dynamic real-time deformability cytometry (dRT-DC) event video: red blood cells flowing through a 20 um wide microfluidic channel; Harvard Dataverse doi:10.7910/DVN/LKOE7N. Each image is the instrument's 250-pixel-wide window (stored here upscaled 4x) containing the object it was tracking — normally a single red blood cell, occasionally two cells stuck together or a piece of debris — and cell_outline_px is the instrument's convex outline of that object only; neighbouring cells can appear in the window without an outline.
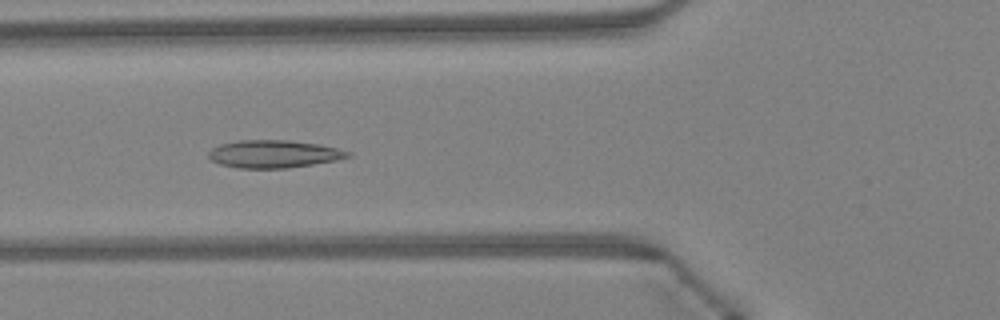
{"species": "Egyptian fruit bat (a non-hibernating species)", "species_latin": "Rousettus aegyptiacus", "temperature_condition": "warm", "stored_images_in_passage": 47, "camera_frame_rate_fps": 3000, "um_per_image_px": 0.085, "animal": {"sex": "female"}, "frame": {"image": 1, "passage_image": 18, "time_ms": 5.667, "image_size_px": [1000, 320], "cell_outline_px": [[352, 156], [336, 160], [288, 168], [236, 168], [220, 164], [212, 160], [208, 156], [208, 152], [212, 148], [220, 144], [240, 140], [288, 140], [316, 144], [336, 148], [352, 152]], "centroid_in_image_um": [23.26, 13.09], "position_along_channel_um": 102.5, "area_um2": 22.37}}
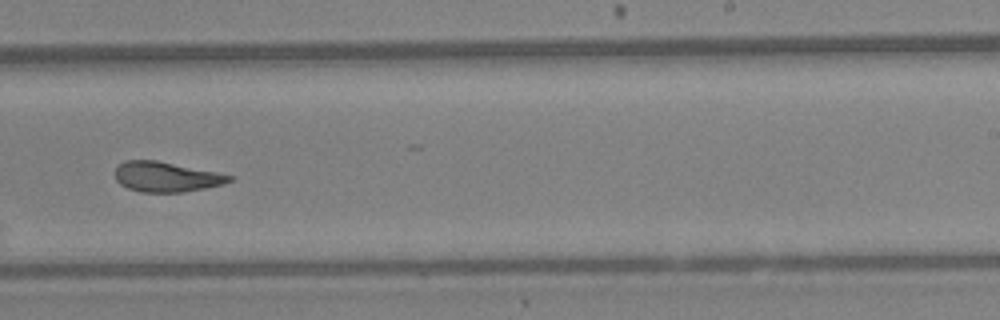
{"frame": {"image": 2, "passage_image": 30, "time_ms": 9.667, "image_size_px": [1000, 320], "cell_outline_px": [[232, 180], [224, 184], [184, 192], [140, 192], [128, 188], [120, 184], [116, 180], [116, 168], [120, 164], [128, 160], [156, 160], [216, 172], [232, 176]], "centroid_in_image_um": [14.12, 15.04], "position_along_channel_um": 274.9, "area_um2": 19.77}}
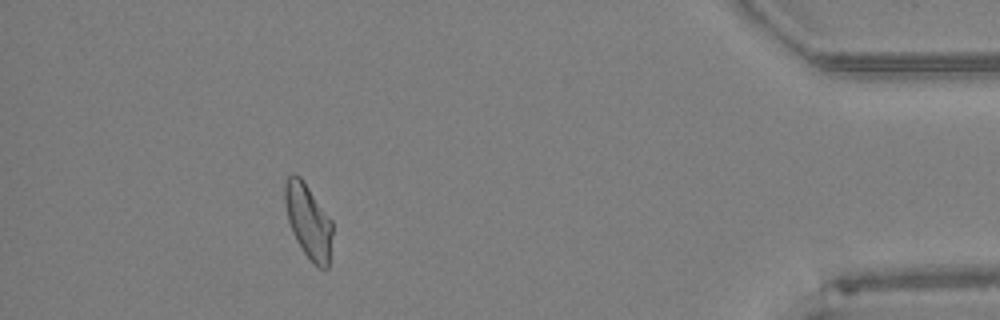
{"frame": {"image": 3, "passage_image": 43, "time_ms": 14.0, "image_size_px": [1000, 320], "cell_outline_px": [[332, 232], [328, 268], [320, 268], [312, 264], [296, 240], [292, 232], [288, 220], [284, 200], [284, 180], [292, 172], [296, 172], [300, 176], [332, 220]], "centroid_in_image_um": [26.18, 18.77], "position_along_channel_um": 409.0, "area_um2": 20.69}, "authors_computed_cell_mechanics": {"area_um2": 21.1548, "velocity_mm_per_s": 4.328, "shape_relaxation_time_tau1_ms": null, "shape_relaxation_time_tau2_ms": 1.6131, "deformation_change_tau1": null, "deformation_change_tau2": 0.0789}}